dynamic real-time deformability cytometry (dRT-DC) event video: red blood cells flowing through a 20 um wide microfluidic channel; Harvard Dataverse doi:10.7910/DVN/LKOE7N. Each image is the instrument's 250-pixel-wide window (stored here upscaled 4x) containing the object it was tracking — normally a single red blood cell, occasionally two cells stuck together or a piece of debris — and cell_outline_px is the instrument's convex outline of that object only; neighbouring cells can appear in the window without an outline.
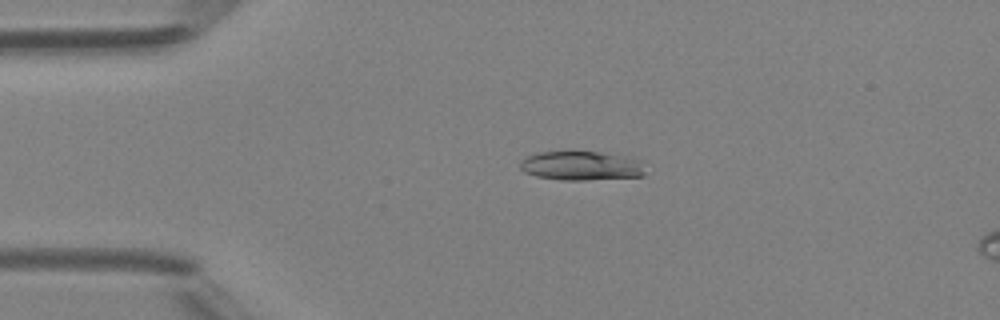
{"species": "Egyptian fruit bat (a non-hibernating species)", "species_latin": "Rousettus aegyptiacus", "temperature_condition": "room temperature", "stored_images_in_passage": 5, "camera_frame_rate_fps": 3000, "um_per_image_px": 0.085, "animal": {"sex": "female"}, "frame": {"image": 1, "passage_image": 4, "time_ms": 3.333, "image_size_px": [1000, 320], "cell_outline_px": [[644, 176], [584, 180], [560, 180], [536, 176], [524, 172], [520, 168], [520, 160], [524, 156], [536, 152], [572, 148], [596, 152], [640, 160], [644, 172]], "centroid_in_image_um": [49.27, 14.05], "position_along_channel_um": 35.7, "area_um2": 21.91}}